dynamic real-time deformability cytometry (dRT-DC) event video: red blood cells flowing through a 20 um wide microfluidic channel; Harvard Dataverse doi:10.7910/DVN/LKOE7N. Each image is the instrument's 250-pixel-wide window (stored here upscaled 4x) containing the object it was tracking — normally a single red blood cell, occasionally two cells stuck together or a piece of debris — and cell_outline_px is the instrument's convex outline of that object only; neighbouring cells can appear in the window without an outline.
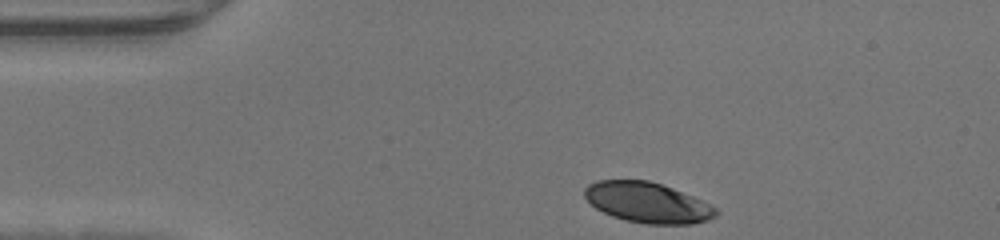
{"species": "human", "species_latin": "Homo sapiens", "temperature_condition": "warm", "stored_images_in_passage": 31, "camera_frame_rate_fps": 3000, "um_per_image_px": 0.085, "donor": {"sex": "male"}, "frame": {"image": 1, "passage_image": 1, "time_ms": 0.0, "image_size_px": [1000, 240], "cell_outline_px": [[720, 212], [716, 216], [708, 220], [692, 224], [644, 224], [624, 220], [612, 216], [596, 208], [584, 196], [584, 188], [588, 184], [596, 180], [648, 180], [672, 188], [692, 196], [716, 208]], "centroid_in_image_um": [55.02, 17.22], "position_along_channel_um": 30.0, "area_um2": 30.87}}
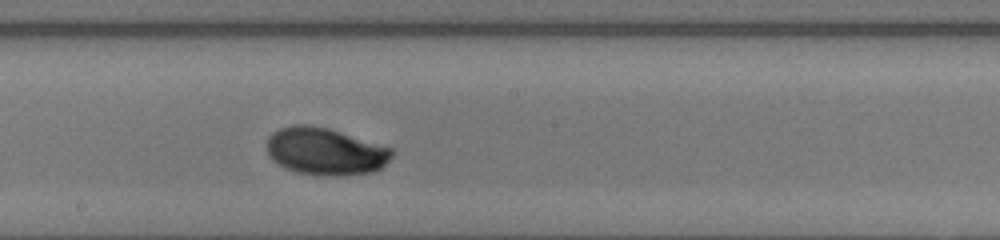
{"frame": {"image": 2, "passage_image": 18, "time_ms": 5.667, "image_size_px": [1000, 240], "cell_outline_px": [[392, 156], [380, 168], [372, 172], [332, 176], [328, 176], [296, 172], [284, 168], [272, 160], [268, 156], [268, 136], [272, 132], [280, 128], [292, 124], [308, 124], [328, 128], [392, 148]], "centroid_in_image_um": [27.6, 12.86], "position_along_channel_um": 220.6, "area_um2": 34.33}}
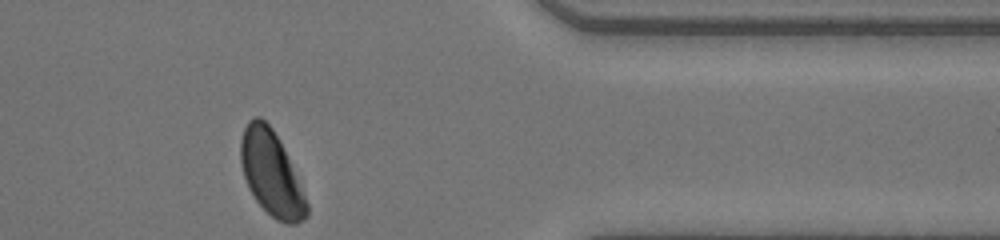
{"frame": {"image": 3, "passage_image": 31, "time_ms": 10.0, "image_size_px": [1000, 240], "cell_outline_px": [[308, 216], [296, 224], [288, 224], [276, 220], [256, 200], [248, 188], [244, 176], [240, 160], [240, 140], [244, 128], [248, 120], [256, 116], [260, 116], [272, 128], [288, 160], [308, 204]], "centroid_in_image_um": [23.02, 14.75], "position_along_channel_um": 388.4, "area_um2": 31.79}}